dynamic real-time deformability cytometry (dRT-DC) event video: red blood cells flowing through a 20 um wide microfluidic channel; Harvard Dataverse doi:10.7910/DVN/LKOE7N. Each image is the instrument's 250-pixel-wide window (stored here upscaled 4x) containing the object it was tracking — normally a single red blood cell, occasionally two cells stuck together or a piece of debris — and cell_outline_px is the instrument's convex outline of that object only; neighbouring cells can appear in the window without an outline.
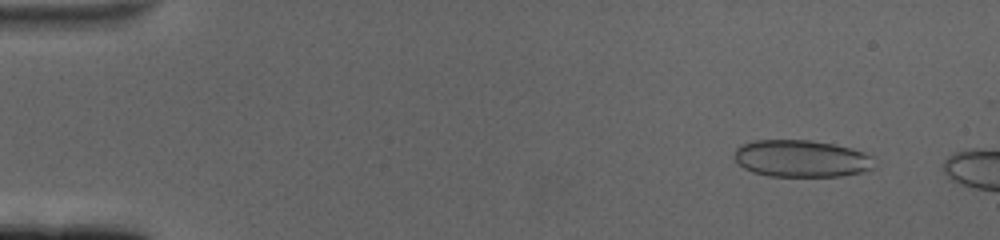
{"species": "human", "species_latin": "Homo sapiens", "temperature_condition": "cold", "stored_images_in_passage": 57, "camera_frame_rate_fps": 3000, "um_per_image_px": 0.085, "donor": {"sex": "female"}, "frame": {"image": 1, "passage_image": 5, "time_ms": 1.333, "image_size_px": [1000, 240], "cell_outline_px": [[876, 168], [844, 176], [768, 176], [752, 172], [744, 168], [736, 160], [736, 148], [740, 144], [756, 140], [812, 140], [836, 144], [852, 148], [864, 152], [868, 156]], "centroid_in_image_um": [68.12, 13.47], "position_along_channel_um": 16.9, "area_um2": 30.23}}
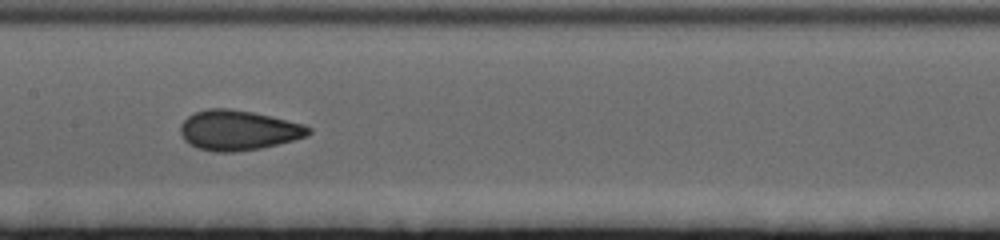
{"frame": {"image": 2, "passage_image": 30, "time_ms": 9.667, "image_size_px": [1000, 240], "cell_outline_px": [[312, 132], [308, 136], [260, 148], [232, 152], [216, 152], [196, 148], [184, 140], [180, 132], [180, 124], [188, 116], [196, 112], [208, 108], [228, 108], [252, 112], [304, 124], [312, 128]], "centroid_in_image_um": [20.24, 11.07], "position_along_channel_um": 187.2, "area_um2": 29.77}}
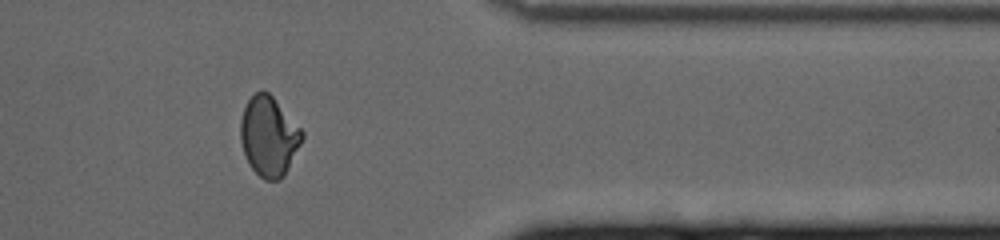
{"frame": {"image": 3, "passage_image": 49, "time_ms": 16.0, "image_size_px": [1000, 240], "cell_outline_px": [[304, 136], [284, 176], [280, 180], [264, 180], [248, 164], [240, 140], [240, 120], [244, 108], [248, 100], [260, 88], [264, 88], [272, 96], [304, 132]], "centroid_in_image_um": [22.83, 11.57], "position_along_channel_um": 388.6, "area_um2": 28.5}}